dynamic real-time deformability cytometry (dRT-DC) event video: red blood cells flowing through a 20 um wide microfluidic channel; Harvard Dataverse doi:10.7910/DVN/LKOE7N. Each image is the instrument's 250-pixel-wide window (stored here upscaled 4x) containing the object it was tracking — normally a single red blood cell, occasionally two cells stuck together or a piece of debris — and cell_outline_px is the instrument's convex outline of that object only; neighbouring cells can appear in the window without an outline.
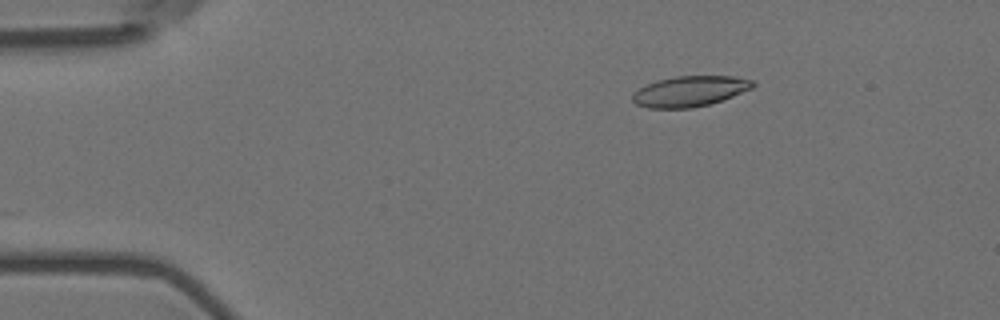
{"species": "Egyptian fruit bat (a non-hibernating species)", "species_latin": "Rousettus aegyptiacus", "temperature_condition": "room temperature", "stored_images_in_passage": 28, "camera_frame_rate_fps": 3000, "um_per_image_px": 0.085, "animal": {"sex": "female"}, "frame": {"image": 1, "passage_image": 1, "time_ms": 0.0, "image_size_px": [1000, 320], "cell_outline_px": [[756, 84], [752, 88], [732, 96], [708, 104], [692, 108], [648, 108], [636, 104], [632, 100], [632, 92], [656, 80], [676, 76], [732, 76], [752, 80]], "centroid_in_image_um": [58.6, 7.75], "position_along_channel_um": 26.4, "area_um2": 21.27}}
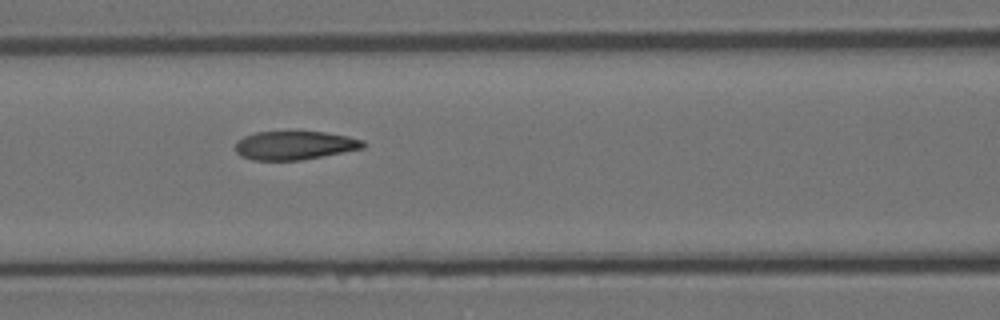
{"frame": {"image": 2, "passage_image": 16, "time_ms": 5.0, "image_size_px": [1000, 320], "cell_outline_px": [[364, 148], [300, 160], [252, 160], [240, 156], [236, 152], [236, 140], [244, 136], [256, 132], [296, 128], [324, 132], [348, 136], [364, 140]], "centroid_in_image_um": [25.01, 12.3], "position_along_channel_um": 141.6, "area_um2": 22.2}}
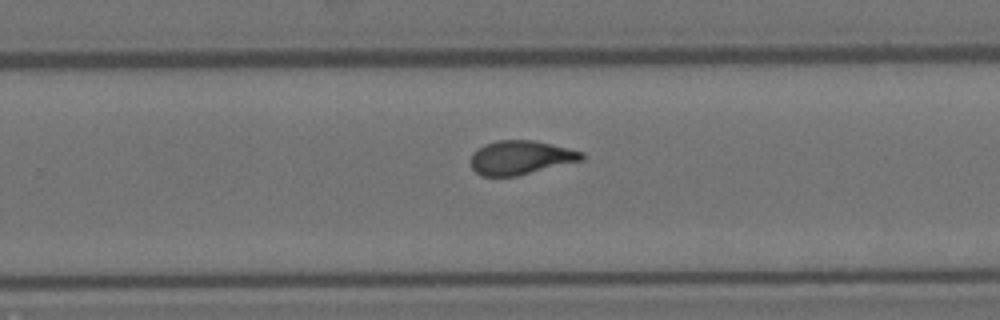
{"frame": {"image": 3, "passage_image": 28, "time_ms": 9.0, "image_size_px": [1000, 320], "cell_outline_px": [[584, 160], [516, 176], [480, 176], [472, 168], [472, 152], [484, 144], [496, 140], [532, 140], [584, 152]], "centroid_in_image_um": [44.24, 13.39], "position_along_channel_um": 285.6, "area_um2": 21.85}}